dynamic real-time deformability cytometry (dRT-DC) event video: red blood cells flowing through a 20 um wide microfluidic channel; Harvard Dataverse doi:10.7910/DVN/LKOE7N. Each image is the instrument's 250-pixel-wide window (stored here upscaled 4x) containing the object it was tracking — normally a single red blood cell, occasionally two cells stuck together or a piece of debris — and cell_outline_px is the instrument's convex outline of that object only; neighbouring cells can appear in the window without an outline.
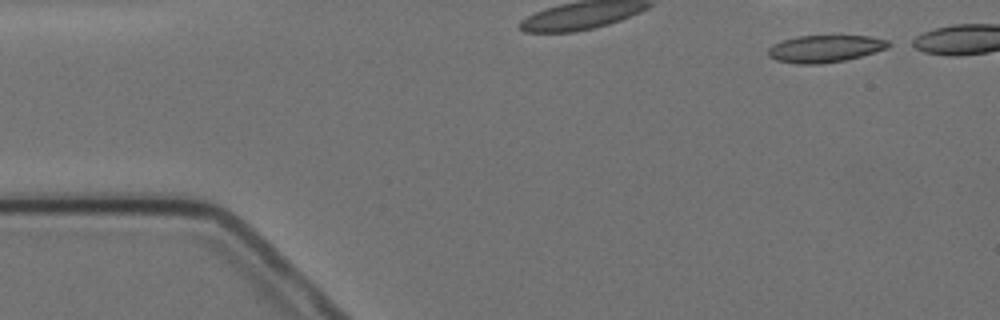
{"species": "Egyptian fruit bat (a non-hibernating species)", "species_latin": "Rousettus aegyptiacus", "temperature_condition": "cold", "stored_images_in_passage": 4, "camera_frame_rate_fps": 3000, "um_per_image_px": 0.085, "animal": {"sex": "female"}, "frame": {"image": 1, "passage_image": 1, "time_ms": 0.0, "image_size_px": [1000, 320], "cell_outline_px": [[896, 44], [888, 48], [860, 56], [844, 60], [820, 64], [796, 64], [776, 60], [768, 56], [768, 48], [772, 44], [796, 36], [840, 32], [872, 36], [888, 40]], "centroid_in_image_um": [70.2, 4.07], "position_along_channel_um": 14.8, "area_um2": 20.29}}
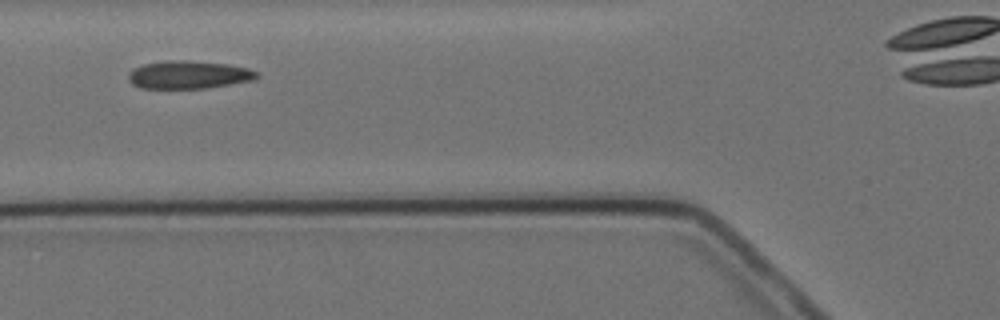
{"frame": {"image": 2, "passage_image": 3, "time_ms": 3.0, "image_size_px": [1000, 320], "cell_outline_px": [[260, 76], [252, 80], [204, 88], [140, 88], [132, 84], [128, 80], [128, 72], [132, 68], [144, 64], [164, 60], [184, 60], [228, 64], [248, 68], [256, 72]], "centroid_in_image_um": [15.97, 6.34], "position_along_channel_um": 109.8, "area_um2": 20.87}}
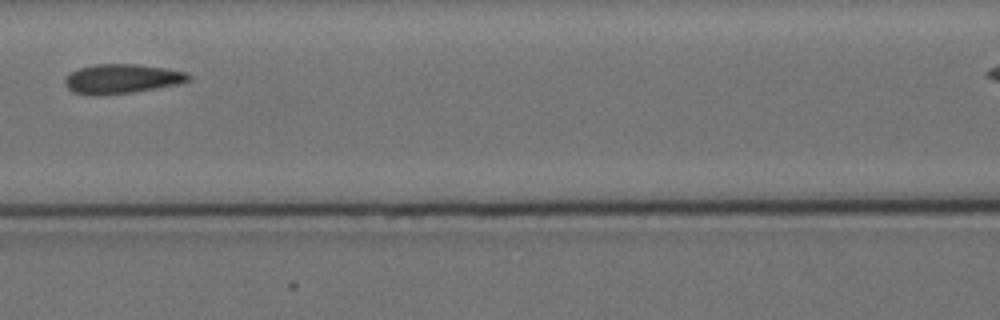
{"frame": {"image": 3, "passage_image": 4, "time_ms": 4.333, "image_size_px": [1000, 320], "cell_outline_px": [[192, 76], [188, 80], [176, 84], [132, 92], [96, 96], [72, 92], [64, 84], [64, 80], [72, 72], [80, 68], [96, 64], [136, 64], [164, 68], [184, 72]], "centroid_in_image_um": [10.3, 6.7], "position_along_channel_um": 156.3, "area_um2": 20.87}}